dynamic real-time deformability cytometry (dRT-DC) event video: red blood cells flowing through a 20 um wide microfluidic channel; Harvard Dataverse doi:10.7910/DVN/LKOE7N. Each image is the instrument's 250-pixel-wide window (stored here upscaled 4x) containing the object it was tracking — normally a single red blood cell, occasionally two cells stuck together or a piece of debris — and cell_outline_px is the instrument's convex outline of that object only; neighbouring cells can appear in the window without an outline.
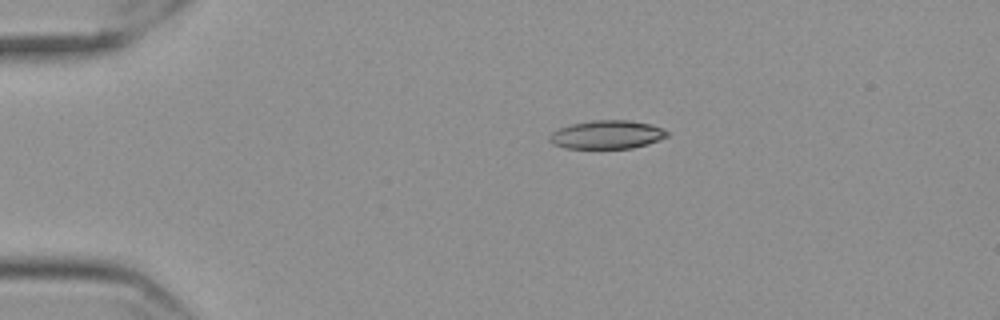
{"species": "Egyptian fruit bat (a non-hibernating species)", "species_latin": "Rousettus aegyptiacus", "temperature_condition": "cold", "stored_images_in_passage": 46, "camera_frame_rate_fps": 3000, "um_per_image_px": 0.085, "frame": {"image": 1, "passage_image": 1, "time_ms": 0.0, "image_size_px": [1000, 320], "cell_outline_px": [[668, 136], [632, 148], [564, 148], [548, 140], [548, 136], [552, 132], [560, 128], [572, 124], [592, 120], [628, 120], [648, 124], [664, 128], [668, 132]], "centroid_in_image_um": [51.57, 11.44], "position_along_channel_um": 33.4, "area_um2": 19.19}}
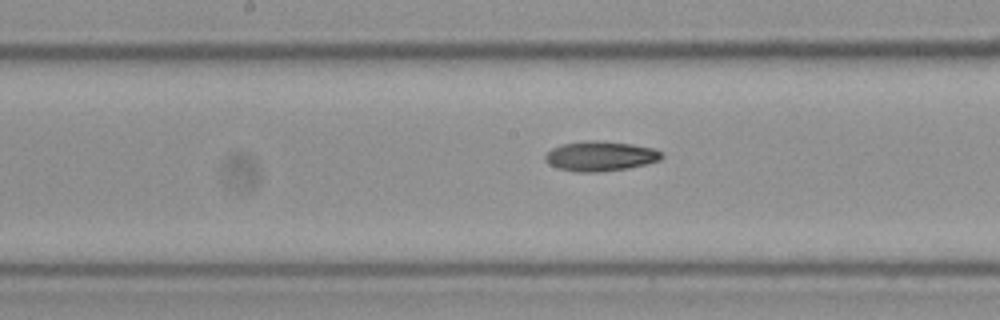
{"frame": {"image": 2, "passage_image": 19, "time_ms": 6.0, "image_size_px": [1000, 320], "cell_outline_px": [[664, 156], [660, 160], [628, 168], [600, 172], [576, 172], [560, 168], [544, 160], [544, 156], [552, 148], [564, 144], [592, 140], [596, 140], [632, 144], [652, 148], [660, 152]], "centroid_in_image_um": [51.04, 13.27], "position_along_channel_um": 197.2, "area_um2": 19.94}}
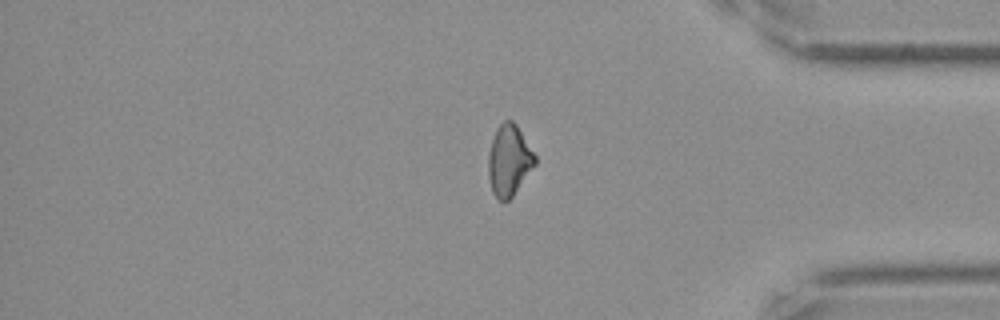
{"frame": {"image": 3, "passage_image": 37, "time_ms": 12.0, "image_size_px": [1000, 320], "cell_outline_px": [[536, 164], [512, 196], [504, 204], [496, 200], [492, 192], [488, 176], [488, 152], [496, 128], [504, 120], [512, 120], [516, 124], [536, 156]], "centroid_in_image_um": [43.25, 13.66], "position_along_channel_um": 392.0, "area_um2": 19.48}}